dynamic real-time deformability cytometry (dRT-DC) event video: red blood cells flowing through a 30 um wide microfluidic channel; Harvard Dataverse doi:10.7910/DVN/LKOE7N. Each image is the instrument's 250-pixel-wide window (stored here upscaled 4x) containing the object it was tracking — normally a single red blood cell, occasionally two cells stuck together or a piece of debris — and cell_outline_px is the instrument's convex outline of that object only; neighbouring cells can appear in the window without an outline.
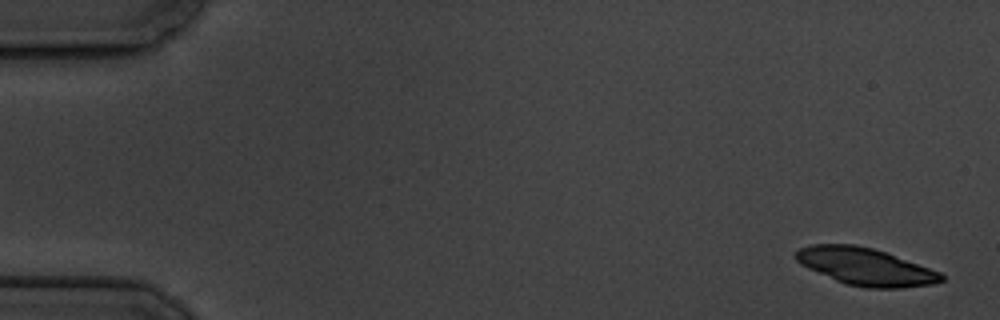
{"species": "common noctule bat (a hibernating species)", "species_latin": "Nyctalus noctula", "temperature_condition": "cold", "stored_images_in_passage": 6, "camera_frame_rate_fps": 3000, "um_per_image_px": 0.085, "animal": {"sex": "male", "body_mass_g": 19.5, "forearm_length_mm": 54.6}, "frame": {"image": 1, "passage_image": 1, "time_ms": 0.0, "image_size_px": [1000, 320], "cell_outline_px": [[944, 280], [936, 284], [900, 288], [868, 288], [848, 284], [836, 280], [808, 268], [800, 264], [796, 260], [796, 252], [800, 248], [812, 244], [856, 244], [872, 248], [884, 252], [940, 272], [944, 276]], "centroid_in_image_um": [73.57, 22.67], "position_along_channel_um": 11.4, "area_um2": 31.27}}